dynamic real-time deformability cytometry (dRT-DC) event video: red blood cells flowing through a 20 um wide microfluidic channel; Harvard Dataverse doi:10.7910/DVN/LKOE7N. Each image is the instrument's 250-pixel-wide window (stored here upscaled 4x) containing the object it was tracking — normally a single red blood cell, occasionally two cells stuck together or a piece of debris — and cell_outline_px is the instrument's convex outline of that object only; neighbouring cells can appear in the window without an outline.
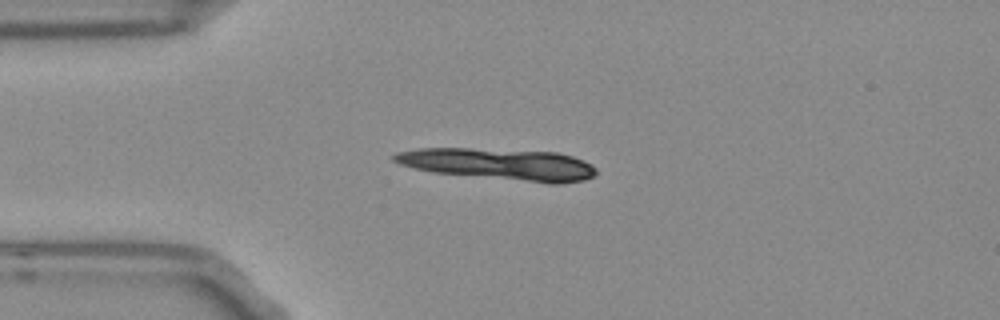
{"species": "Egyptian fruit bat (a non-hibernating species)", "species_latin": "Rousettus aegyptiacus", "temperature_condition": "room temperature", "stored_images_in_passage": 16, "segment_of_instrument_passage": [1, 2], "camera_frame_rate_fps": 3000, "um_per_image_px": 0.085, "frame": {"image": 1, "passage_image": 3, "time_ms": 0.667, "image_size_px": [1000, 320], "cell_outline_px": [[596, 172], [592, 176], [584, 180], [564, 184], [548, 184], [432, 172], [412, 168], [400, 164], [392, 160], [392, 156], [396, 152], [416, 148], [468, 148], [556, 152], [572, 156], [584, 160], [592, 164], [596, 168]], "centroid_in_image_um": [42.42, 13.96], "position_along_channel_um": 42.6, "area_um2": 37.63}}